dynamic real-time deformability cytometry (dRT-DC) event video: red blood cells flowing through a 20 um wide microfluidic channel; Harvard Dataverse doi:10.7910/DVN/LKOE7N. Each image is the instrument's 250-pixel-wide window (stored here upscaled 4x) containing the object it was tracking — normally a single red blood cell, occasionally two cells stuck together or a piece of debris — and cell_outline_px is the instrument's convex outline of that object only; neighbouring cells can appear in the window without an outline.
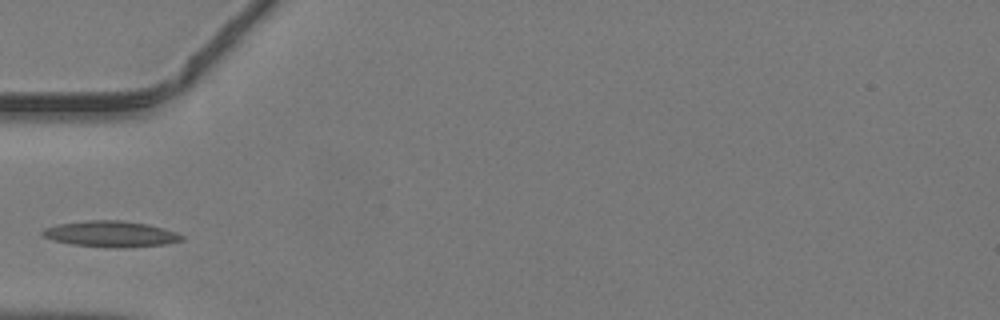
{"species": "common noctule bat (a hibernating species)", "species_latin": "Nyctalus noctula", "temperature_condition": "warm", "stored_images_in_passage": 32, "camera_frame_rate_fps": 3000, "um_per_image_px": 0.085, "animal": {"sex": "male", "body_mass_g": 19.2, "forearm_length_mm": 51.8}, "frame": {"image": 1, "passage_image": 1, "time_ms": 0.0, "image_size_px": [1000, 320], "cell_outline_px": [[184, 240], [168, 244], [128, 248], [108, 248], [68, 244], [52, 240], [44, 236], [40, 232], [44, 228], [60, 224], [88, 220], [124, 220], [148, 224], [164, 228], [176, 232], [184, 236]], "centroid_in_image_um": [9.45, 19.9], "position_along_channel_um": 75.5, "area_um2": 21.5}}
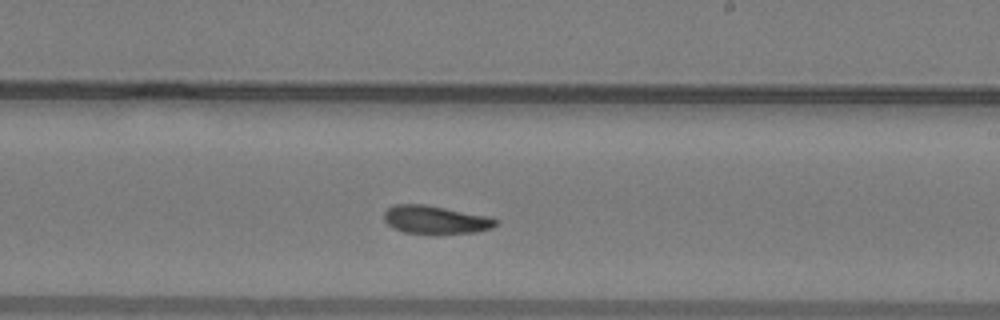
{"frame": {"image": 2, "passage_image": 13, "time_ms": 4.0, "image_size_px": [1000, 320], "cell_outline_px": [[500, 220], [492, 228], [476, 232], [436, 236], [404, 232], [392, 228], [384, 220], [384, 212], [392, 204], [424, 204], [488, 216]], "centroid_in_image_um": [37.01, 18.71], "position_along_channel_um": 252.0, "area_um2": 18.96}}
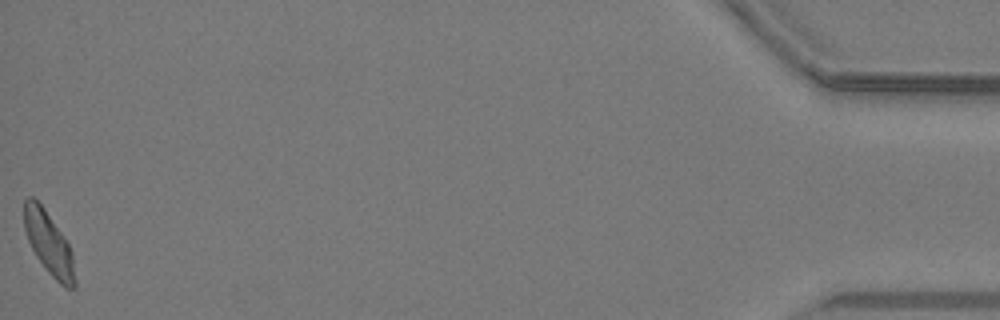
{"frame": {"image": 3, "passage_image": 32, "time_ms": 10.333, "image_size_px": [1000, 320], "cell_outline_px": [[76, 288], [64, 288], [48, 272], [36, 256], [28, 240], [24, 228], [24, 200], [28, 196], [32, 196], [44, 208], [64, 236], [72, 252], [76, 280]], "centroid_in_image_um": [4.16, 20.7], "position_along_channel_um": 431.0, "area_um2": 18.55}}